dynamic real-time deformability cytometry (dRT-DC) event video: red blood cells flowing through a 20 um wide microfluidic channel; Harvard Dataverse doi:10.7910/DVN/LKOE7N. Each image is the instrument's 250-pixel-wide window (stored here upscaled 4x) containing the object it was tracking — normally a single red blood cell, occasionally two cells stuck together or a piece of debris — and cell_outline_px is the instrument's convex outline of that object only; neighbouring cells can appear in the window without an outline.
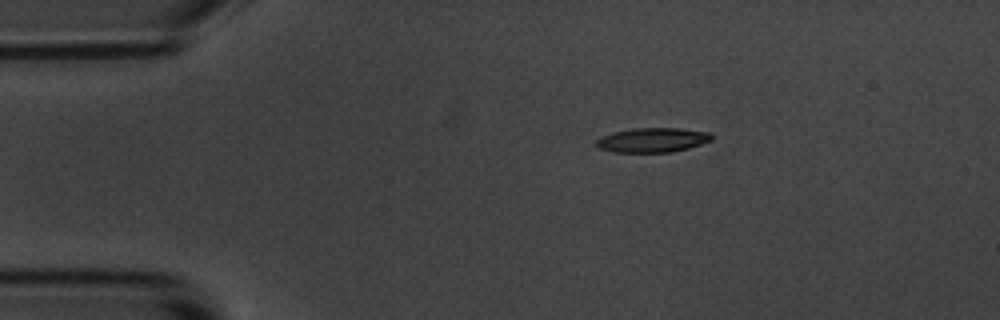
{"species": "common noctule bat (a hibernating species)", "species_latin": "Nyctalus noctula", "temperature_condition": "room temperature", "stored_images_in_passage": 4, "camera_frame_rate_fps": 3000, "um_per_image_px": 0.085, "animal": {"sex": "male", "body_mass_g": 20.1, "forearm_length_mm": 53.5}, "frame": {"image": 1, "passage_image": 1, "time_ms": 0.0, "image_size_px": [1000, 320], "cell_outline_px": [[712, 140], [688, 148], [672, 152], [612, 152], [600, 148], [596, 144], [596, 140], [600, 136], [612, 132], [632, 128], [680, 128], [708, 132], [712, 136]], "centroid_in_image_um": [55.43, 11.9], "position_along_channel_um": 29.6, "area_um2": 16.47}}
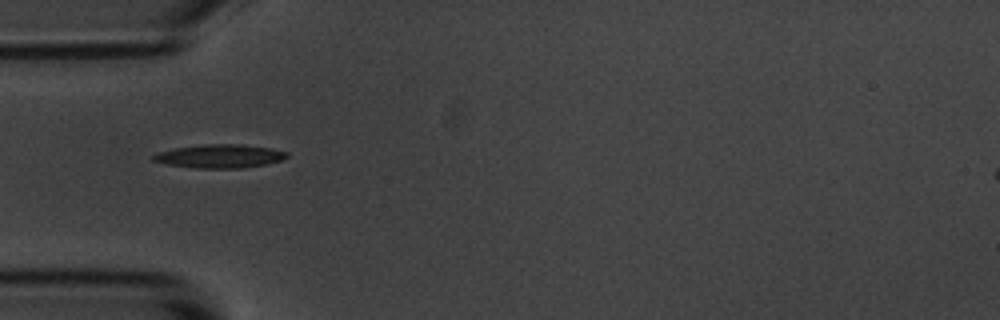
{"frame": {"image": 2, "passage_image": 3, "time_ms": 2.333, "image_size_px": [1000, 320], "cell_outline_px": [[288, 156], [280, 160], [268, 164], [244, 168], [192, 168], [168, 164], [152, 160], [152, 156], [160, 152], [176, 148], [204, 144], [240, 144], [272, 148], [288, 152]], "centroid_in_image_um": [18.72, 13.28], "position_along_channel_um": 66.3, "area_um2": 18.26}}